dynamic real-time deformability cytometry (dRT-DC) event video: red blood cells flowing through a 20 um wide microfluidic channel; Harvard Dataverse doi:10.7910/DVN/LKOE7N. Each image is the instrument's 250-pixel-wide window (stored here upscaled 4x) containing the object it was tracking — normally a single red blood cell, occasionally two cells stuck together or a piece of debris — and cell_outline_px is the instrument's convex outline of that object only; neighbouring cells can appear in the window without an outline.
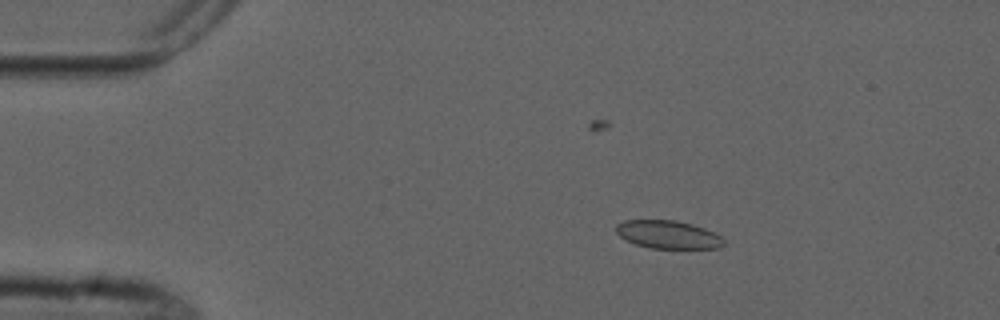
{"species": "common noctule bat (a hibernating species)", "species_latin": "Nyctalus noctula", "temperature_condition": "cold", "stored_images_in_passage": 6, "camera_frame_rate_fps": 3000, "um_per_image_px": 0.085, "animal": {"sex": "male", "forearm_length_mm": 52.5}, "frame": {"image": 1, "passage_image": 4, "time_ms": 3.333, "image_size_px": [1000, 320], "cell_outline_px": [[724, 244], [720, 248], [652, 248], [636, 244], [620, 236], [616, 232], [616, 224], [624, 220], [676, 220], [692, 224], [704, 228], [720, 236], [724, 240]], "centroid_in_image_um": [56.78, 19.93], "position_along_channel_um": 28.2, "area_um2": 17.46}}
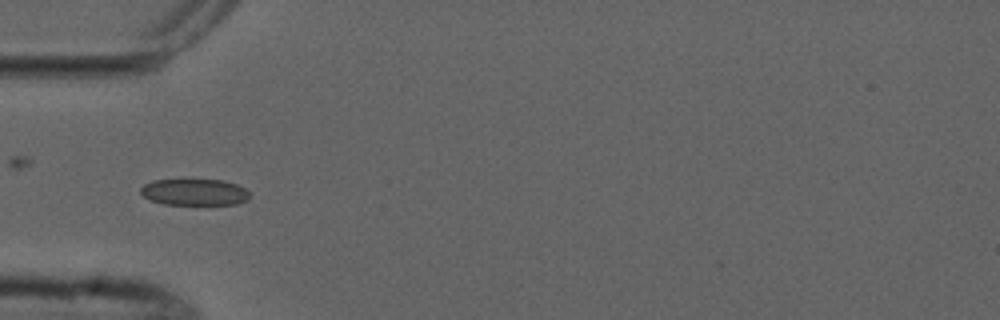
{"frame": {"image": 2, "passage_image": 6, "time_ms": 6.0, "image_size_px": [1000, 320], "cell_outline_px": [[248, 200], [236, 204], [164, 204], [152, 200], [144, 196], [140, 192], [140, 188], [144, 184], [152, 180], [224, 180], [236, 184], [244, 188], [248, 192]], "centroid_in_image_um": [16.52, 16.32], "position_along_channel_um": 68.5, "area_um2": 16.65}}